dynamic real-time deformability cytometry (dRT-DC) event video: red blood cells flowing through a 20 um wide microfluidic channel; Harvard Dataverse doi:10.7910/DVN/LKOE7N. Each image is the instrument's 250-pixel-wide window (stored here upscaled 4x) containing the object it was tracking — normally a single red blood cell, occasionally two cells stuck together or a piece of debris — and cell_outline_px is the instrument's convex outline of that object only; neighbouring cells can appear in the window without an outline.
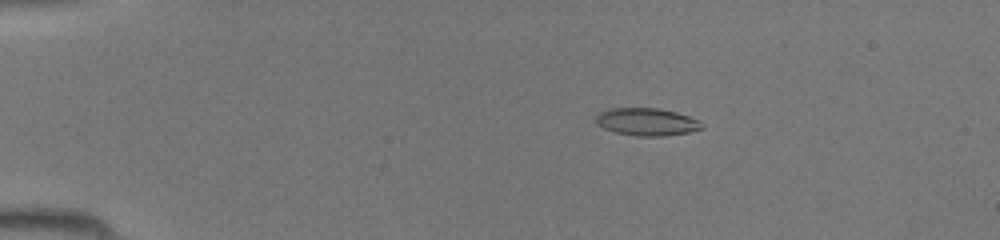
{"species": "common noctule bat (a hibernating species)", "species_latin": "Nyctalus noctula", "temperature_condition": "room temperature", "stored_images_in_passage": 46, "camera_frame_rate_fps": 3000, "um_per_image_px": 0.085, "animal": {"sex": "female", "body_mass_g": 19.5, "forearm_length_mm": 54.1}, "frame": {"image": 1, "passage_image": 9, "time_ms": 2.667, "image_size_px": [1000, 240], "cell_outline_px": [[704, 128], [688, 132], [664, 136], [636, 136], [616, 132], [604, 128], [596, 124], [596, 116], [600, 112], [608, 108], [660, 108], [676, 112], [700, 120], [704, 124]], "centroid_in_image_um": [54.99, 10.35], "position_along_channel_um": 30.0, "area_um2": 17.11}}
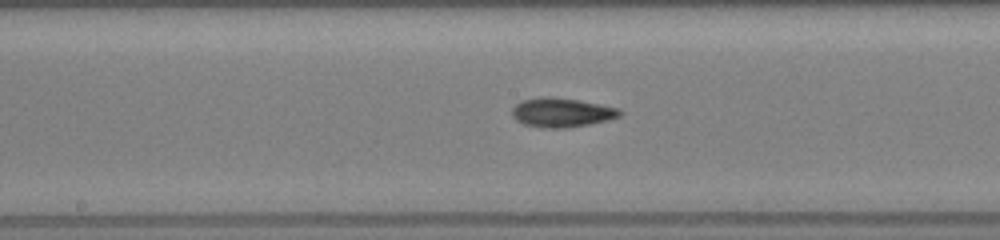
{"frame": {"image": 2, "passage_image": 25, "time_ms": 8.0, "image_size_px": [1000, 240], "cell_outline_px": [[624, 112], [620, 116], [608, 120], [568, 128], [544, 128], [524, 124], [516, 120], [512, 116], [512, 108], [520, 100], [544, 96], [552, 96], [600, 104], [620, 108]], "centroid_in_image_um": [47.74, 9.56], "position_along_channel_um": 200.5, "area_um2": 18.5}}
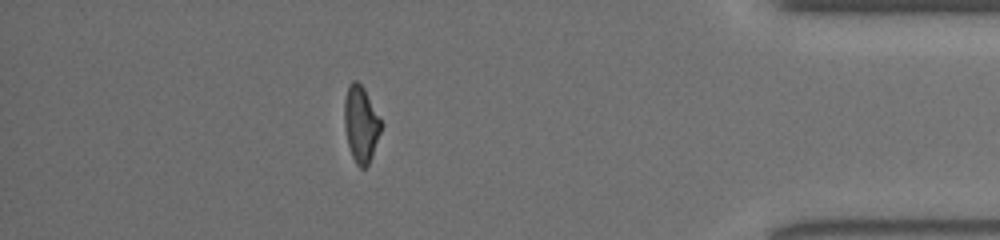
{"frame": {"image": 3, "passage_image": 41, "time_ms": 13.333, "image_size_px": [1000, 240], "cell_outline_px": [[384, 124], [368, 164], [364, 168], [360, 168], [356, 164], [352, 156], [348, 144], [344, 128], [344, 100], [348, 84], [352, 80], [356, 80], [364, 88]], "centroid_in_image_um": [30.68, 10.51], "position_along_channel_um": 404.5, "area_um2": 16.47}}